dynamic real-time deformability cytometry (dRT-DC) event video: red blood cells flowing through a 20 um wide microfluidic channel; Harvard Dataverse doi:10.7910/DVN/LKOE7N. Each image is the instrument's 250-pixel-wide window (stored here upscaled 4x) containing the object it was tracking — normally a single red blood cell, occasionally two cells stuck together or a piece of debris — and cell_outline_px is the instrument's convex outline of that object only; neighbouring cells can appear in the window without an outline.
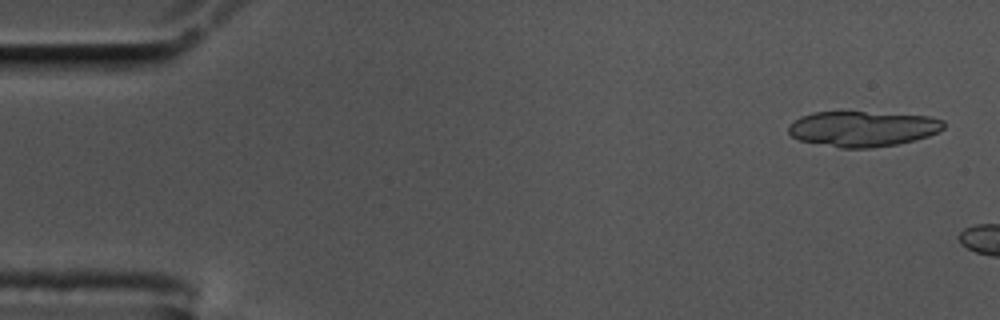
{"species": "common noctule bat (a hibernating species)", "species_latin": "Nyctalus noctula", "temperature_condition": "cold", "stored_images_in_passage": 6, "camera_frame_rate_fps": 3000, "um_per_image_px": 0.085, "animal": {"sex": "male", "body_mass_g": 17.5, "forearm_length_mm": 52.3}, "frame": {"image": 1, "passage_image": 2, "time_ms": 0.333, "image_size_px": [1000, 320], "cell_outline_px": [[944, 128], [940, 132], [916, 140], [896, 144], [872, 148], [840, 148], [800, 140], [792, 136], [788, 132], [788, 124], [800, 116], [812, 112], [864, 112], [928, 116], [944, 120]], "centroid_in_image_um": [73.33, 10.95], "position_along_channel_um": 11.7, "area_um2": 32.14}}